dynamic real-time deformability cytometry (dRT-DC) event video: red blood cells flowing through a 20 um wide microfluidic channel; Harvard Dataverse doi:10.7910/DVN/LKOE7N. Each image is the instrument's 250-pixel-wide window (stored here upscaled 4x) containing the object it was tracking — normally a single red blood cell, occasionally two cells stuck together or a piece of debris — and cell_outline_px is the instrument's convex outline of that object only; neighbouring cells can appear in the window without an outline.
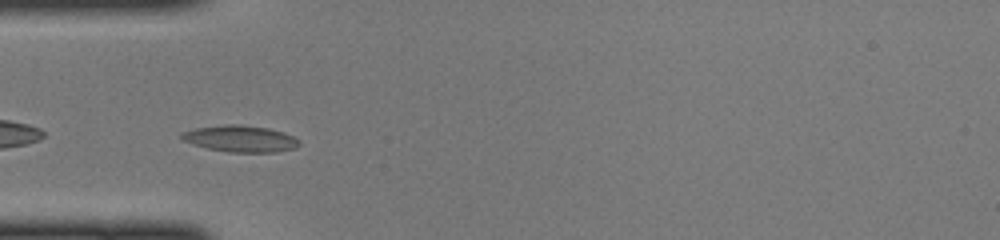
{"species": "common noctule bat (a hibernating species)", "species_latin": "Nyctalus noctula", "temperature_condition": "cold", "stored_images_in_passage": 43, "camera_frame_rate_fps": 3000, "um_per_image_px": 0.085, "animal": {"sex": "female", "body_mass_g": 22.0, "forearm_length_mm": 56.7}, "frame": {"image": 1, "passage_image": 10, "time_ms": 3.0, "image_size_px": [1000, 240], "cell_outline_px": [[300, 144], [296, 148], [276, 152], [228, 152], [208, 148], [192, 144], [180, 140], [180, 132], [196, 128], [224, 124], [240, 124], [268, 128], [284, 132], [300, 140]], "centroid_in_image_um": [20.41, 11.78], "position_along_channel_um": 64.6, "area_um2": 18.38}}
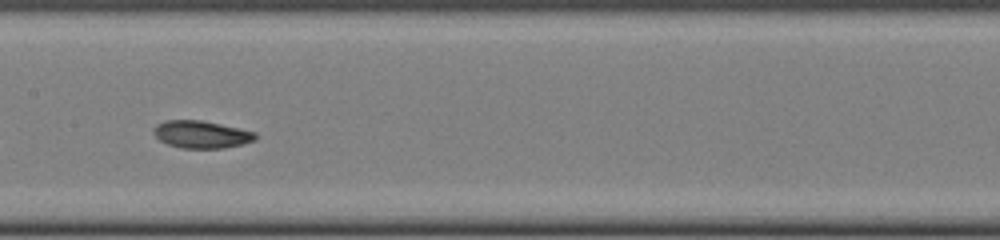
{"frame": {"image": 2, "passage_image": 19, "time_ms": 6.0, "image_size_px": [1000, 240], "cell_outline_px": [[256, 140], [224, 148], [180, 148], [168, 144], [160, 140], [152, 132], [152, 128], [156, 124], [164, 120], [200, 120], [240, 128], [256, 132]], "centroid_in_image_um": [17.09, 11.42], "position_along_channel_um": 190.3, "area_um2": 16.3}}
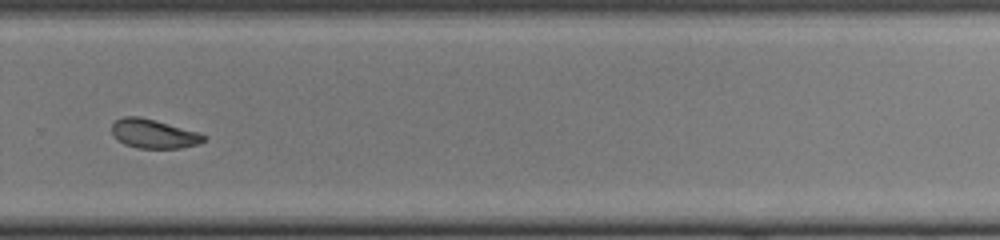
{"frame": {"image": 3, "passage_image": 28, "time_ms": 9.0, "image_size_px": [1000, 240], "cell_outline_px": [[208, 136], [200, 144], [180, 148], [136, 148], [124, 144], [112, 132], [112, 124], [116, 120], [124, 116], [140, 116], [156, 120], [200, 132]], "centroid_in_image_um": [13.11, 11.36], "position_along_channel_um": 316.7, "area_um2": 15.66}}